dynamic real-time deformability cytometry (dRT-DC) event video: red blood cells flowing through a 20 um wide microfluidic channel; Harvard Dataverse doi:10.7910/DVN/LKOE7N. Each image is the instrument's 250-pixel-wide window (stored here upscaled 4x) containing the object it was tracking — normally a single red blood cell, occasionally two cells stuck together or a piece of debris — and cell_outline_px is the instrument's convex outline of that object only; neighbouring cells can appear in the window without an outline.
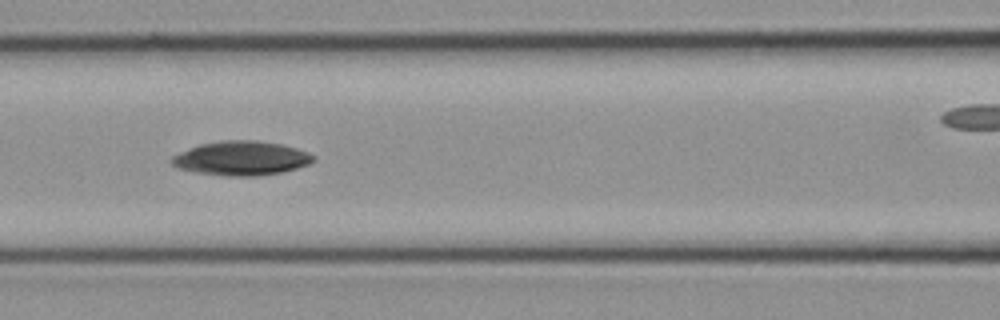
{"species": "common noctule bat (a hibernating species)", "species_latin": "Nyctalus noctula", "temperature_condition": "cold", "stored_images_in_passage": 12, "camera_frame_rate_fps": 3000, "um_per_image_px": 0.085, "animal": {"sex": "female", "body_mass_g": 21.9}, "frame": {"image": 1, "passage_image": 10, "time_ms": 3.0, "image_size_px": [1000, 320], "cell_outline_px": [[316, 160], [308, 164], [284, 172], [256, 176], [224, 176], [196, 172], [176, 168], [168, 160], [172, 156], [188, 148], [200, 144], [220, 140], [256, 140], [280, 144], [296, 148], [308, 152], [316, 156]], "centroid_in_image_um": [20.49, 13.45], "position_along_channel_um": 146.1, "area_um2": 28.5}}